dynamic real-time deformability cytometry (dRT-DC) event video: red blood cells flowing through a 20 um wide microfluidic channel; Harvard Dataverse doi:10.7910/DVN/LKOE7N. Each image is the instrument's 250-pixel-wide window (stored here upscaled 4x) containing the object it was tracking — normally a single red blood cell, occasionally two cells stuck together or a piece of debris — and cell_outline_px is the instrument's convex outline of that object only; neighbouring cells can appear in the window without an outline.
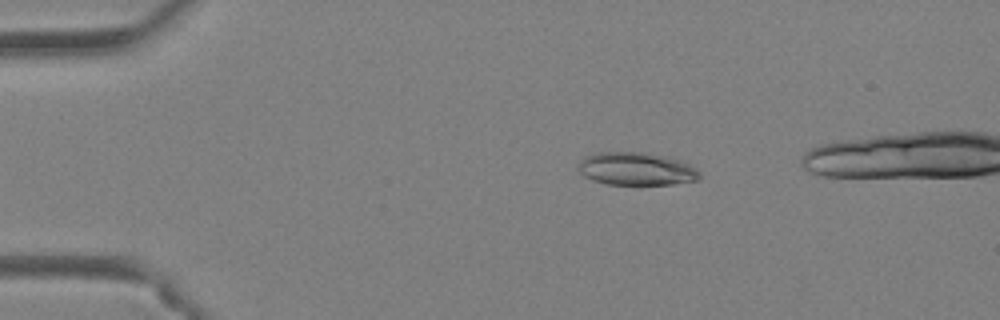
{"species": "Egyptian fruit bat (a non-hibernating species)", "species_latin": "Rousettus aegyptiacus", "temperature_condition": "warm", "stored_images_in_passage": 44, "camera_frame_rate_fps": 3000, "um_per_image_px": 0.085, "animal": {"sex": "female"}, "frame": {"image": 1, "passage_image": 10, "time_ms": 3.0, "image_size_px": [1000, 320], "cell_outline_px": [[700, 180], [672, 184], [608, 184], [592, 180], [584, 176], [580, 172], [580, 160], [584, 156], [600, 152], [644, 152], [664, 156], [680, 160], [696, 168], [700, 172]], "centroid_in_image_um": [54.11, 14.35], "position_along_channel_um": 30.9, "area_um2": 23.18}}
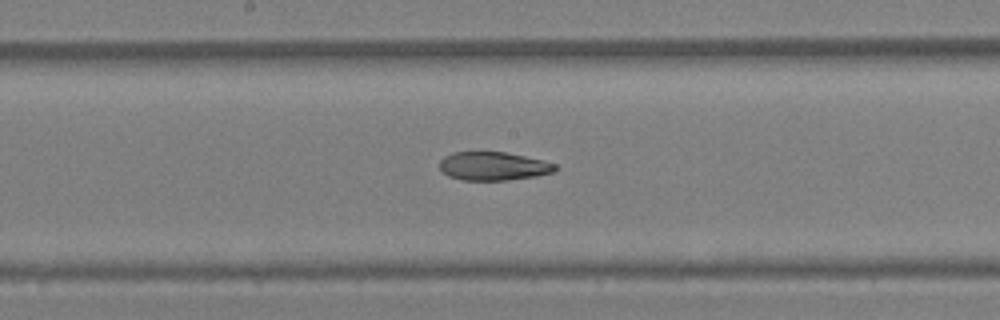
{"frame": {"image": 2, "passage_image": 26, "time_ms": 8.333, "image_size_px": [1000, 320], "cell_outline_px": [[560, 168], [552, 172], [536, 176], [508, 180], [460, 180], [448, 176], [440, 168], [440, 160], [444, 156], [452, 152], [504, 152], [524, 156], [556, 164]], "centroid_in_image_um": [41.92, 14.12], "position_along_channel_um": 206.3, "area_um2": 19.13}}
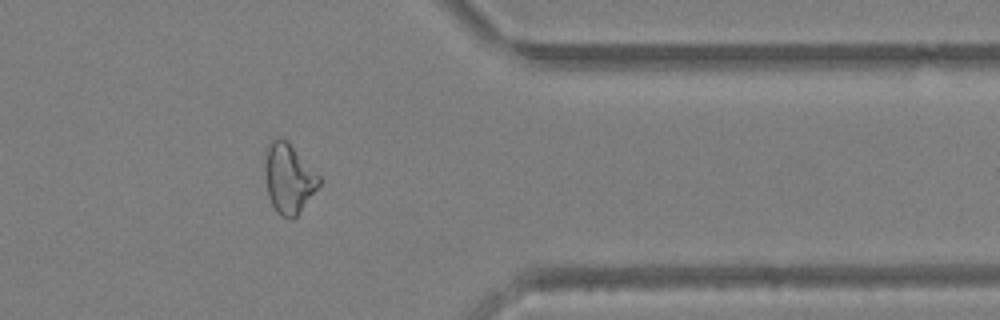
{"frame": {"image": 3, "passage_image": 39, "time_ms": 12.667, "image_size_px": [1000, 320], "cell_outline_px": [[320, 184], [300, 212], [292, 220], [280, 216], [276, 212], [268, 196], [264, 172], [264, 148], [276, 136], [280, 136], [288, 140], [320, 176]], "centroid_in_image_um": [24.5, 15.12], "position_along_channel_um": 386.9, "area_um2": 22.54}, "authors_computed_cell_mechanics": {"area_um2": 22.3397, "velocity_mm_per_s": 4.4479, "shape_relaxation_time_tau1_ms": null, "shape_relaxation_time_tau2_ms": 3.6142, "deformation_change_tau1": null, "deformation_change_tau2": 0.1095}}